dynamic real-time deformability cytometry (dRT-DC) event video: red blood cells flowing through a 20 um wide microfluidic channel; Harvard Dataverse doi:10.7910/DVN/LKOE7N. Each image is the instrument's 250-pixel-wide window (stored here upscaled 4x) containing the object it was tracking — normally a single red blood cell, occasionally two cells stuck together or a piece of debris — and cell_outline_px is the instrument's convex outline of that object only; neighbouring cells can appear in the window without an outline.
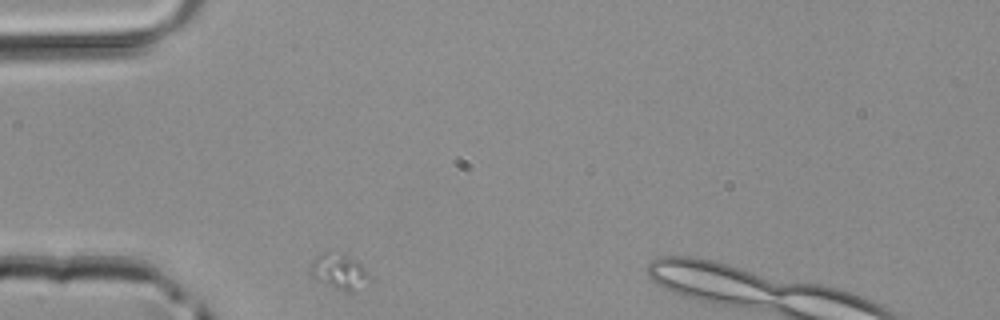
{"species": "common noctule bat (a hibernating species)", "species_latin": "Nyctalus noctula", "temperature_condition": "room temperature", "stored_images_in_passage": 3, "camera_frame_rate_fps": 3000, "um_per_image_px": 0.085, "animal": {"sex": "male", "body_mass_g": 20.4}, "frame": {"image": 1, "passage_image": 1, "time_ms": 0.0, "image_size_px": [1000, 320], "cell_outline_px": [[372, 280], [352, 292], [344, 292], [316, 280], [308, 276], [308, 268], [312, 260], [316, 256], [324, 252], [328, 252], [344, 256], [356, 260], [372, 276]], "centroid_in_image_um": [28.79, 23.12], "position_along_channel_um": 56.2, "area_um2": 12.37}}